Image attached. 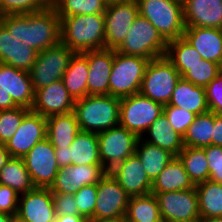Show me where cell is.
<instances>
[{
	"instance_id": "obj_33",
	"label": "cell",
	"mask_w": 222,
	"mask_h": 222,
	"mask_svg": "<svg viewBox=\"0 0 222 222\" xmlns=\"http://www.w3.org/2000/svg\"><path fill=\"white\" fill-rule=\"evenodd\" d=\"M0 184L7 185L19 194L35 188L22 158H12L0 170Z\"/></svg>"
},
{
	"instance_id": "obj_43",
	"label": "cell",
	"mask_w": 222,
	"mask_h": 222,
	"mask_svg": "<svg viewBox=\"0 0 222 222\" xmlns=\"http://www.w3.org/2000/svg\"><path fill=\"white\" fill-rule=\"evenodd\" d=\"M79 213L85 218H94L97 200V184L85 185L74 194Z\"/></svg>"
},
{
	"instance_id": "obj_36",
	"label": "cell",
	"mask_w": 222,
	"mask_h": 222,
	"mask_svg": "<svg viewBox=\"0 0 222 222\" xmlns=\"http://www.w3.org/2000/svg\"><path fill=\"white\" fill-rule=\"evenodd\" d=\"M194 185L209 178V166L204 148L185 147L177 155Z\"/></svg>"
},
{
	"instance_id": "obj_20",
	"label": "cell",
	"mask_w": 222,
	"mask_h": 222,
	"mask_svg": "<svg viewBox=\"0 0 222 222\" xmlns=\"http://www.w3.org/2000/svg\"><path fill=\"white\" fill-rule=\"evenodd\" d=\"M109 172L130 197L144 196L151 193L152 182L136 154L118 163Z\"/></svg>"
},
{
	"instance_id": "obj_52",
	"label": "cell",
	"mask_w": 222,
	"mask_h": 222,
	"mask_svg": "<svg viewBox=\"0 0 222 222\" xmlns=\"http://www.w3.org/2000/svg\"><path fill=\"white\" fill-rule=\"evenodd\" d=\"M9 159H10L9 152L5 148V145L0 143V170Z\"/></svg>"
},
{
	"instance_id": "obj_49",
	"label": "cell",
	"mask_w": 222,
	"mask_h": 222,
	"mask_svg": "<svg viewBox=\"0 0 222 222\" xmlns=\"http://www.w3.org/2000/svg\"><path fill=\"white\" fill-rule=\"evenodd\" d=\"M56 154V162L59 168H65L71 165V159H69V146L54 147Z\"/></svg>"
},
{
	"instance_id": "obj_18",
	"label": "cell",
	"mask_w": 222,
	"mask_h": 222,
	"mask_svg": "<svg viewBox=\"0 0 222 222\" xmlns=\"http://www.w3.org/2000/svg\"><path fill=\"white\" fill-rule=\"evenodd\" d=\"M75 100L69 94L62 80L35 90L31 111L47 118L53 115L73 112Z\"/></svg>"
},
{
	"instance_id": "obj_16",
	"label": "cell",
	"mask_w": 222,
	"mask_h": 222,
	"mask_svg": "<svg viewBox=\"0 0 222 222\" xmlns=\"http://www.w3.org/2000/svg\"><path fill=\"white\" fill-rule=\"evenodd\" d=\"M56 218L50 188L35 187L20 194L16 219L19 222H54Z\"/></svg>"
},
{
	"instance_id": "obj_3",
	"label": "cell",
	"mask_w": 222,
	"mask_h": 222,
	"mask_svg": "<svg viewBox=\"0 0 222 222\" xmlns=\"http://www.w3.org/2000/svg\"><path fill=\"white\" fill-rule=\"evenodd\" d=\"M73 112L80 131L99 133L119 125L120 98L86 95L75 100Z\"/></svg>"
},
{
	"instance_id": "obj_12",
	"label": "cell",
	"mask_w": 222,
	"mask_h": 222,
	"mask_svg": "<svg viewBox=\"0 0 222 222\" xmlns=\"http://www.w3.org/2000/svg\"><path fill=\"white\" fill-rule=\"evenodd\" d=\"M152 194L157 198L163 222L200 220L196 188Z\"/></svg>"
},
{
	"instance_id": "obj_4",
	"label": "cell",
	"mask_w": 222,
	"mask_h": 222,
	"mask_svg": "<svg viewBox=\"0 0 222 222\" xmlns=\"http://www.w3.org/2000/svg\"><path fill=\"white\" fill-rule=\"evenodd\" d=\"M139 15L146 18L168 42L183 37L182 0H136Z\"/></svg>"
},
{
	"instance_id": "obj_7",
	"label": "cell",
	"mask_w": 222,
	"mask_h": 222,
	"mask_svg": "<svg viewBox=\"0 0 222 222\" xmlns=\"http://www.w3.org/2000/svg\"><path fill=\"white\" fill-rule=\"evenodd\" d=\"M180 78L179 71L165 56L152 59L146 66L139 93L166 105Z\"/></svg>"
},
{
	"instance_id": "obj_26",
	"label": "cell",
	"mask_w": 222,
	"mask_h": 222,
	"mask_svg": "<svg viewBox=\"0 0 222 222\" xmlns=\"http://www.w3.org/2000/svg\"><path fill=\"white\" fill-rule=\"evenodd\" d=\"M145 133H147L144 134L145 137H141L144 141L169 151L175 157L184 148L183 136L172 129L164 113L150 125Z\"/></svg>"
},
{
	"instance_id": "obj_42",
	"label": "cell",
	"mask_w": 222,
	"mask_h": 222,
	"mask_svg": "<svg viewBox=\"0 0 222 222\" xmlns=\"http://www.w3.org/2000/svg\"><path fill=\"white\" fill-rule=\"evenodd\" d=\"M163 113L166 115L172 129L182 136L185 135L188 126L196 117L193 112L169 104L164 105Z\"/></svg>"
},
{
	"instance_id": "obj_32",
	"label": "cell",
	"mask_w": 222,
	"mask_h": 222,
	"mask_svg": "<svg viewBox=\"0 0 222 222\" xmlns=\"http://www.w3.org/2000/svg\"><path fill=\"white\" fill-rule=\"evenodd\" d=\"M200 218L222 216V183L210 180L195 185Z\"/></svg>"
},
{
	"instance_id": "obj_54",
	"label": "cell",
	"mask_w": 222,
	"mask_h": 222,
	"mask_svg": "<svg viewBox=\"0 0 222 222\" xmlns=\"http://www.w3.org/2000/svg\"><path fill=\"white\" fill-rule=\"evenodd\" d=\"M16 215H8L0 213V222H16Z\"/></svg>"
},
{
	"instance_id": "obj_40",
	"label": "cell",
	"mask_w": 222,
	"mask_h": 222,
	"mask_svg": "<svg viewBox=\"0 0 222 222\" xmlns=\"http://www.w3.org/2000/svg\"><path fill=\"white\" fill-rule=\"evenodd\" d=\"M29 111L30 109L20 106L0 111V143L5 144L14 135Z\"/></svg>"
},
{
	"instance_id": "obj_44",
	"label": "cell",
	"mask_w": 222,
	"mask_h": 222,
	"mask_svg": "<svg viewBox=\"0 0 222 222\" xmlns=\"http://www.w3.org/2000/svg\"><path fill=\"white\" fill-rule=\"evenodd\" d=\"M203 148L209 166L208 180L222 183V146L209 145Z\"/></svg>"
},
{
	"instance_id": "obj_17",
	"label": "cell",
	"mask_w": 222,
	"mask_h": 222,
	"mask_svg": "<svg viewBox=\"0 0 222 222\" xmlns=\"http://www.w3.org/2000/svg\"><path fill=\"white\" fill-rule=\"evenodd\" d=\"M107 172L102 164H71L59 168L50 190L52 193L75 194L82 186L97 184Z\"/></svg>"
},
{
	"instance_id": "obj_51",
	"label": "cell",
	"mask_w": 222,
	"mask_h": 222,
	"mask_svg": "<svg viewBox=\"0 0 222 222\" xmlns=\"http://www.w3.org/2000/svg\"><path fill=\"white\" fill-rule=\"evenodd\" d=\"M54 222H86V219L82 215H61Z\"/></svg>"
},
{
	"instance_id": "obj_28",
	"label": "cell",
	"mask_w": 222,
	"mask_h": 222,
	"mask_svg": "<svg viewBox=\"0 0 222 222\" xmlns=\"http://www.w3.org/2000/svg\"><path fill=\"white\" fill-rule=\"evenodd\" d=\"M80 128L74 112L46 118V138L53 147L70 146Z\"/></svg>"
},
{
	"instance_id": "obj_2",
	"label": "cell",
	"mask_w": 222,
	"mask_h": 222,
	"mask_svg": "<svg viewBox=\"0 0 222 222\" xmlns=\"http://www.w3.org/2000/svg\"><path fill=\"white\" fill-rule=\"evenodd\" d=\"M60 28L61 42L75 53L105 48L104 14L63 17Z\"/></svg>"
},
{
	"instance_id": "obj_22",
	"label": "cell",
	"mask_w": 222,
	"mask_h": 222,
	"mask_svg": "<svg viewBox=\"0 0 222 222\" xmlns=\"http://www.w3.org/2000/svg\"><path fill=\"white\" fill-rule=\"evenodd\" d=\"M0 87L17 106L31 109L35 91L29 72L0 63Z\"/></svg>"
},
{
	"instance_id": "obj_24",
	"label": "cell",
	"mask_w": 222,
	"mask_h": 222,
	"mask_svg": "<svg viewBox=\"0 0 222 222\" xmlns=\"http://www.w3.org/2000/svg\"><path fill=\"white\" fill-rule=\"evenodd\" d=\"M183 37L201 55L202 59L222 62V29L186 27Z\"/></svg>"
},
{
	"instance_id": "obj_14",
	"label": "cell",
	"mask_w": 222,
	"mask_h": 222,
	"mask_svg": "<svg viewBox=\"0 0 222 222\" xmlns=\"http://www.w3.org/2000/svg\"><path fill=\"white\" fill-rule=\"evenodd\" d=\"M130 196L114 176L107 174L97 183V200L94 209L96 218L125 217Z\"/></svg>"
},
{
	"instance_id": "obj_56",
	"label": "cell",
	"mask_w": 222,
	"mask_h": 222,
	"mask_svg": "<svg viewBox=\"0 0 222 222\" xmlns=\"http://www.w3.org/2000/svg\"><path fill=\"white\" fill-rule=\"evenodd\" d=\"M104 1L108 4V3L115 2V1H118V0H104Z\"/></svg>"
},
{
	"instance_id": "obj_34",
	"label": "cell",
	"mask_w": 222,
	"mask_h": 222,
	"mask_svg": "<svg viewBox=\"0 0 222 222\" xmlns=\"http://www.w3.org/2000/svg\"><path fill=\"white\" fill-rule=\"evenodd\" d=\"M125 219L128 222H163L154 194L129 198Z\"/></svg>"
},
{
	"instance_id": "obj_57",
	"label": "cell",
	"mask_w": 222,
	"mask_h": 222,
	"mask_svg": "<svg viewBox=\"0 0 222 222\" xmlns=\"http://www.w3.org/2000/svg\"><path fill=\"white\" fill-rule=\"evenodd\" d=\"M220 73L222 74V62L220 64Z\"/></svg>"
},
{
	"instance_id": "obj_55",
	"label": "cell",
	"mask_w": 222,
	"mask_h": 222,
	"mask_svg": "<svg viewBox=\"0 0 222 222\" xmlns=\"http://www.w3.org/2000/svg\"><path fill=\"white\" fill-rule=\"evenodd\" d=\"M200 222H222V216L210 217V218H200Z\"/></svg>"
},
{
	"instance_id": "obj_13",
	"label": "cell",
	"mask_w": 222,
	"mask_h": 222,
	"mask_svg": "<svg viewBox=\"0 0 222 222\" xmlns=\"http://www.w3.org/2000/svg\"><path fill=\"white\" fill-rule=\"evenodd\" d=\"M55 157L54 147L45 138L22 158L35 187L50 188L54 183L59 171Z\"/></svg>"
},
{
	"instance_id": "obj_10",
	"label": "cell",
	"mask_w": 222,
	"mask_h": 222,
	"mask_svg": "<svg viewBox=\"0 0 222 222\" xmlns=\"http://www.w3.org/2000/svg\"><path fill=\"white\" fill-rule=\"evenodd\" d=\"M101 164L109 172L135 154L139 137L120 125L97 133Z\"/></svg>"
},
{
	"instance_id": "obj_23",
	"label": "cell",
	"mask_w": 222,
	"mask_h": 222,
	"mask_svg": "<svg viewBox=\"0 0 222 222\" xmlns=\"http://www.w3.org/2000/svg\"><path fill=\"white\" fill-rule=\"evenodd\" d=\"M186 27L222 29V0H183Z\"/></svg>"
},
{
	"instance_id": "obj_53",
	"label": "cell",
	"mask_w": 222,
	"mask_h": 222,
	"mask_svg": "<svg viewBox=\"0 0 222 222\" xmlns=\"http://www.w3.org/2000/svg\"><path fill=\"white\" fill-rule=\"evenodd\" d=\"M125 217H118V218H89L86 219V222H123Z\"/></svg>"
},
{
	"instance_id": "obj_41",
	"label": "cell",
	"mask_w": 222,
	"mask_h": 222,
	"mask_svg": "<svg viewBox=\"0 0 222 222\" xmlns=\"http://www.w3.org/2000/svg\"><path fill=\"white\" fill-rule=\"evenodd\" d=\"M51 5L50 0H0V17L40 12Z\"/></svg>"
},
{
	"instance_id": "obj_15",
	"label": "cell",
	"mask_w": 222,
	"mask_h": 222,
	"mask_svg": "<svg viewBox=\"0 0 222 222\" xmlns=\"http://www.w3.org/2000/svg\"><path fill=\"white\" fill-rule=\"evenodd\" d=\"M47 136L46 118L29 111L14 135L5 142V148L12 158H23L30 149Z\"/></svg>"
},
{
	"instance_id": "obj_47",
	"label": "cell",
	"mask_w": 222,
	"mask_h": 222,
	"mask_svg": "<svg viewBox=\"0 0 222 222\" xmlns=\"http://www.w3.org/2000/svg\"><path fill=\"white\" fill-rule=\"evenodd\" d=\"M20 194L7 185L0 184V213L16 215Z\"/></svg>"
},
{
	"instance_id": "obj_50",
	"label": "cell",
	"mask_w": 222,
	"mask_h": 222,
	"mask_svg": "<svg viewBox=\"0 0 222 222\" xmlns=\"http://www.w3.org/2000/svg\"><path fill=\"white\" fill-rule=\"evenodd\" d=\"M15 107H17V105L13 102L9 93L5 92L0 87V111L1 110L13 109Z\"/></svg>"
},
{
	"instance_id": "obj_37",
	"label": "cell",
	"mask_w": 222,
	"mask_h": 222,
	"mask_svg": "<svg viewBox=\"0 0 222 222\" xmlns=\"http://www.w3.org/2000/svg\"><path fill=\"white\" fill-rule=\"evenodd\" d=\"M214 125V113L208 111L198 114L195 120L188 126L183 136L185 147H206L212 145V132Z\"/></svg>"
},
{
	"instance_id": "obj_1",
	"label": "cell",
	"mask_w": 222,
	"mask_h": 222,
	"mask_svg": "<svg viewBox=\"0 0 222 222\" xmlns=\"http://www.w3.org/2000/svg\"><path fill=\"white\" fill-rule=\"evenodd\" d=\"M38 52L32 48L31 13L0 17V63L29 72Z\"/></svg>"
},
{
	"instance_id": "obj_6",
	"label": "cell",
	"mask_w": 222,
	"mask_h": 222,
	"mask_svg": "<svg viewBox=\"0 0 222 222\" xmlns=\"http://www.w3.org/2000/svg\"><path fill=\"white\" fill-rule=\"evenodd\" d=\"M149 61L147 58L125 55L115 50L109 78V95L122 98L138 94Z\"/></svg>"
},
{
	"instance_id": "obj_8",
	"label": "cell",
	"mask_w": 222,
	"mask_h": 222,
	"mask_svg": "<svg viewBox=\"0 0 222 222\" xmlns=\"http://www.w3.org/2000/svg\"><path fill=\"white\" fill-rule=\"evenodd\" d=\"M164 105L138 94L120 98L119 125L141 138L163 113Z\"/></svg>"
},
{
	"instance_id": "obj_48",
	"label": "cell",
	"mask_w": 222,
	"mask_h": 222,
	"mask_svg": "<svg viewBox=\"0 0 222 222\" xmlns=\"http://www.w3.org/2000/svg\"><path fill=\"white\" fill-rule=\"evenodd\" d=\"M212 145L222 146V114H214Z\"/></svg>"
},
{
	"instance_id": "obj_29",
	"label": "cell",
	"mask_w": 222,
	"mask_h": 222,
	"mask_svg": "<svg viewBox=\"0 0 222 222\" xmlns=\"http://www.w3.org/2000/svg\"><path fill=\"white\" fill-rule=\"evenodd\" d=\"M88 73L87 58L82 53H74L61 79L74 100L87 95Z\"/></svg>"
},
{
	"instance_id": "obj_11",
	"label": "cell",
	"mask_w": 222,
	"mask_h": 222,
	"mask_svg": "<svg viewBox=\"0 0 222 222\" xmlns=\"http://www.w3.org/2000/svg\"><path fill=\"white\" fill-rule=\"evenodd\" d=\"M138 15L136 0H118L108 3L104 12L105 48L116 50L124 41Z\"/></svg>"
},
{
	"instance_id": "obj_25",
	"label": "cell",
	"mask_w": 222,
	"mask_h": 222,
	"mask_svg": "<svg viewBox=\"0 0 222 222\" xmlns=\"http://www.w3.org/2000/svg\"><path fill=\"white\" fill-rule=\"evenodd\" d=\"M169 105L203 114L209 111L205 88L196 86L182 77L177 81Z\"/></svg>"
},
{
	"instance_id": "obj_9",
	"label": "cell",
	"mask_w": 222,
	"mask_h": 222,
	"mask_svg": "<svg viewBox=\"0 0 222 222\" xmlns=\"http://www.w3.org/2000/svg\"><path fill=\"white\" fill-rule=\"evenodd\" d=\"M74 53L61 41L38 52L35 63L29 71L34 91L62 79Z\"/></svg>"
},
{
	"instance_id": "obj_45",
	"label": "cell",
	"mask_w": 222,
	"mask_h": 222,
	"mask_svg": "<svg viewBox=\"0 0 222 222\" xmlns=\"http://www.w3.org/2000/svg\"><path fill=\"white\" fill-rule=\"evenodd\" d=\"M205 94L209 111L214 114H222V74L219 73L205 87Z\"/></svg>"
},
{
	"instance_id": "obj_46",
	"label": "cell",
	"mask_w": 222,
	"mask_h": 222,
	"mask_svg": "<svg viewBox=\"0 0 222 222\" xmlns=\"http://www.w3.org/2000/svg\"><path fill=\"white\" fill-rule=\"evenodd\" d=\"M55 214L61 215H81L79 213L74 194L52 193Z\"/></svg>"
},
{
	"instance_id": "obj_5",
	"label": "cell",
	"mask_w": 222,
	"mask_h": 222,
	"mask_svg": "<svg viewBox=\"0 0 222 222\" xmlns=\"http://www.w3.org/2000/svg\"><path fill=\"white\" fill-rule=\"evenodd\" d=\"M167 41L144 17L138 15L117 52L149 60L165 56Z\"/></svg>"
},
{
	"instance_id": "obj_21",
	"label": "cell",
	"mask_w": 222,
	"mask_h": 222,
	"mask_svg": "<svg viewBox=\"0 0 222 222\" xmlns=\"http://www.w3.org/2000/svg\"><path fill=\"white\" fill-rule=\"evenodd\" d=\"M31 35L32 48L37 52L61 41L60 18L52 5L43 11L31 13Z\"/></svg>"
},
{
	"instance_id": "obj_31",
	"label": "cell",
	"mask_w": 222,
	"mask_h": 222,
	"mask_svg": "<svg viewBox=\"0 0 222 222\" xmlns=\"http://www.w3.org/2000/svg\"><path fill=\"white\" fill-rule=\"evenodd\" d=\"M69 159L75 165L101 164L97 133L79 131L69 146Z\"/></svg>"
},
{
	"instance_id": "obj_35",
	"label": "cell",
	"mask_w": 222,
	"mask_h": 222,
	"mask_svg": "<svg viewBox=\"0 0 222 222\" xmlns=\"http://www.w3.org/2000/svg\"><path fill=\"white\" fill-rule=\"evenodd\" d=\"M165 57L179 71L180 76L189 70L190 66L202 60L201 55L184 37L168 41Z\"/></svg>"
},
{
	"instance_id": "obj_38",
	"label": "cell",
	"mask_w": 222,
	"mask_h": 222,
	"mask_svg": "<svg viewBox=\"0 0 222 222\" xmlns=\"http://www.w3.org/2000/svg\"><path fill=\"white\" fill-rule=\"evenodd\" d=\"M60 20L73 15L104 14L107 3L104 0H51Z\"/></svg>"
},
{
	"instance_id": "obj_30",
	"label": "cell",
	"mask_w": 222,
	"mask_h": 222,
	"mask_svg": "<svg viewBox=\"0 0 222 222\" xmlns=\"http://www.w3.org/2000/svg\"><path fill=\"white\" fill-rule=\"evenodd\" d=\"M135 154L141 160L151 182H153L166 165L175 158L169 151L150 144L142 138H139L137 141Z\"/></svg>"
},
{
	"instance_id": "obj_39",
	"label": "cell",
	"mask_w": 222,
	"mask_h": 222,
	"mask_svg": "<svg viewBox=\"0 0 222 222\" xmlns=\"http://www.w3.org/2000/svg\"><path fill=\"white\" fill-rule=\"evenodd\" d=\"M220 73V64L202 59L190 66L181 77L196 86L206 87Z\"/></svg>"
},
{
	"instance_id": "obj_19",
	"label": "cell",
	"mask_w": 222,
	"mask_h": 222,
	"mask_svg": "<svg viewBox=\"0 0 222 222\" xmlns=\"http://www.w3.org/2000/svg\"><path fill=\"white\" fill-rule=\"evenodd\" d=\"M88 61L87 95H109V78L113 67L114 49L81 52Z\"/></svg>"
},
{
	"instance_id": "obj_27",
	"label": "cell",
	"mask_w": 222,
	"mask_h": 222,
	"mask_svg": "<svg viewBox=\"0 0 222 222\" xmlns=\"http://www.w3.org/2000/svg\"><path fill=\"white\" fill-rule=\"evenodd\" d=\"M195 188L183 163L178 157L173 158L152 182L151 193L181 191Z\"/></svg>"
}]
</instances>
